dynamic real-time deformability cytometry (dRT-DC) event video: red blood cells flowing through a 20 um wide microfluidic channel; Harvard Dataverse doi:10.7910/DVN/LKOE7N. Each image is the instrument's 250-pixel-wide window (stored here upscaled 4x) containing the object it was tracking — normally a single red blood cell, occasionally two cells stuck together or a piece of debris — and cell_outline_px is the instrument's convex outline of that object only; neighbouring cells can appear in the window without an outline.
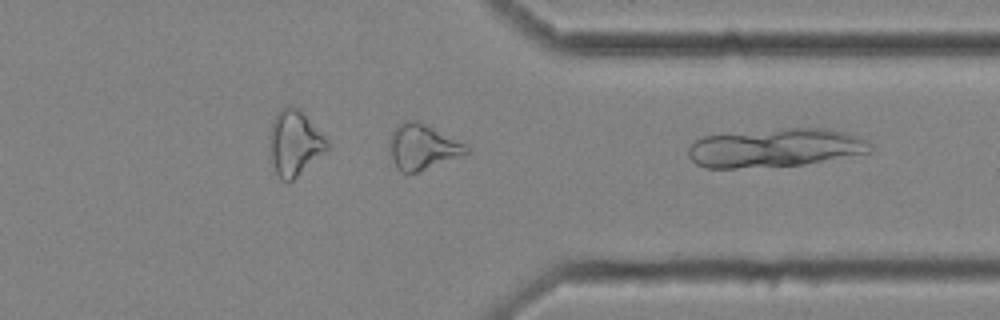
{"species": "common noctule bat (a hibernating species)", "species_latin": "Nyctalus noctula", "temperature_condition": "cold", "stored_images_in_passage": 26, "camera_frame_rate_fps": 3000, "um_per_image_px": 0.085, "animal": {"sex": "female", "body_mass_g": 25.1}, "frame": {"image": 1, "passage_image": 26, "time_ms": 8.333, "image_size_px": [1000, 320], "cell_outline_px": [[868, 152], [804, 164], [736, 168], [704, 168], [696, 164], [688, 156], [688, 148], [696, 140], [704, 136], [788, 128], [832, 128], [856, 136], [864, 140], [868, 144]], "centroid_in_image_um": [65.82, 12.57], "position_along_channel_um": 345.6, "area_um2": 40.23}}